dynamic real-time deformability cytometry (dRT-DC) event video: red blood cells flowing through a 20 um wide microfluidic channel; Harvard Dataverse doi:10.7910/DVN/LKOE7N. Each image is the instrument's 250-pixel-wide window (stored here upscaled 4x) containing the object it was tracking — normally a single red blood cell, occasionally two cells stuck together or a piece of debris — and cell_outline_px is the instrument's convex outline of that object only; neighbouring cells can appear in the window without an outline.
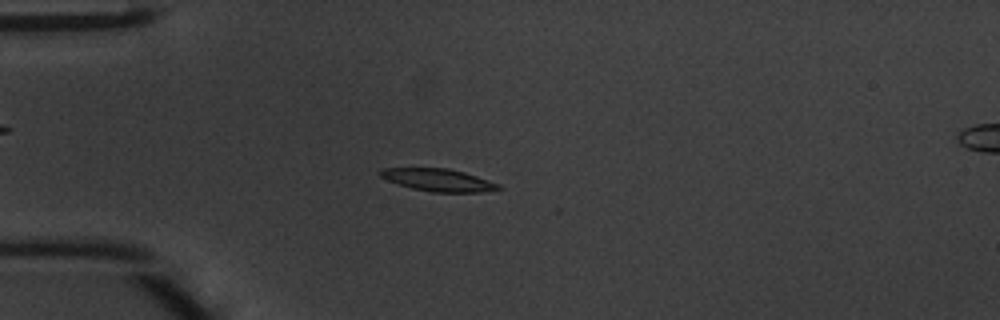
{"species": "common noctule bat (a hibernating species)", "species_latin": "Nyctalus noctula", "temperature_condition": "warm", "stored_images_in_passage": 48, "camera_frame_rate_fps": 3000, "um_per_image_px": 0.085, "animal": {"sex": "male", "body_mass_g": 20.1, "forearm_length_mm": 53.5}, "frame": {"image": 1, "passage_image": 13, "time_ms": 4.0, "image_size_px": [1000, 320], "cell_outline_px": [[504, 188], [480, 192], [432, 192], [412, 188], [388, 180], [380, 176], [380, 172], [384, 168], [448, 168], [464, 172], [500, 184]], "centroid_in_image_um": [37.3, 15.3], "position_along_channel_um": 47.7, "area_um2": 15.26}}
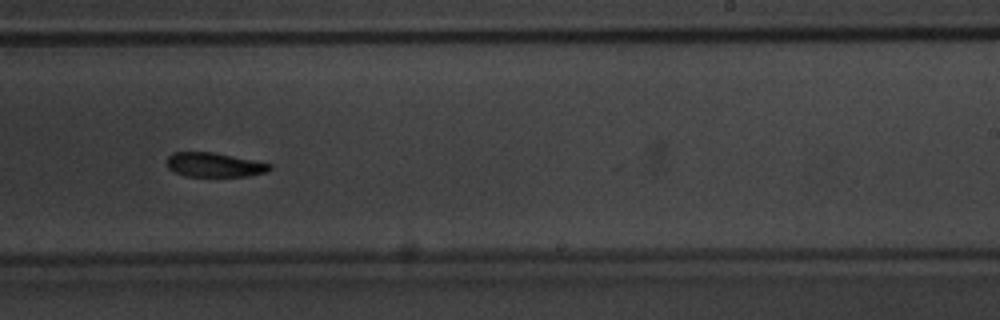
{"frame": {"image": 2, "passage_image": 30, "time_ms": 9.667, "image_size_px": [1000, 320], "cell_outline_px": [[272, 168], [268, 172], [248, 176], [188, 176], [176, 172], [168, 168], [168, 156], [172, 152], [212, 152], [272, 164]], "centroid_in_image_um": [18.24, 14.01], "position_along_channel_um": 270.8, "area_um2": 14.39}}
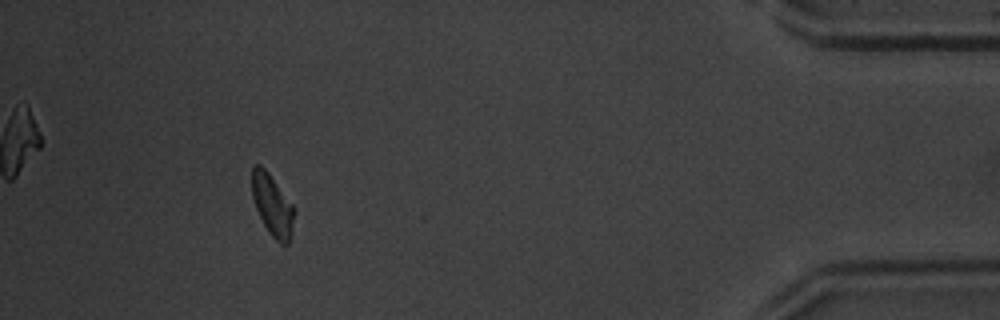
{"frame": {"image": 3, "passage_image": 44, "time_ms": 14.333, "image_size_px": [1000, 320], "cell_outline_px": [[296, 212], [292, 232], [288, 244], [280, 244], [268, 232], [256, 208], [252, 196], [252, 168], [256, 164], [260, 164], [268, 172], [296, 208]], "centroid_in_image_um": [23.18, 17.45], "position_along_channel_um": 412.0, "area_um2": 15.26}, "authors_computed_cell_mechanics": {"area_um2": 15.5482, "velocity_mm_per_s": 4.2237, "shape_relaxation_time_tau1_ms": 1.7723, "shape_relaxation_time_tau2_ms": 4.8308, "deformation_change_tau1": 0.1155, "deformation_change_tau2": 0.0934}}